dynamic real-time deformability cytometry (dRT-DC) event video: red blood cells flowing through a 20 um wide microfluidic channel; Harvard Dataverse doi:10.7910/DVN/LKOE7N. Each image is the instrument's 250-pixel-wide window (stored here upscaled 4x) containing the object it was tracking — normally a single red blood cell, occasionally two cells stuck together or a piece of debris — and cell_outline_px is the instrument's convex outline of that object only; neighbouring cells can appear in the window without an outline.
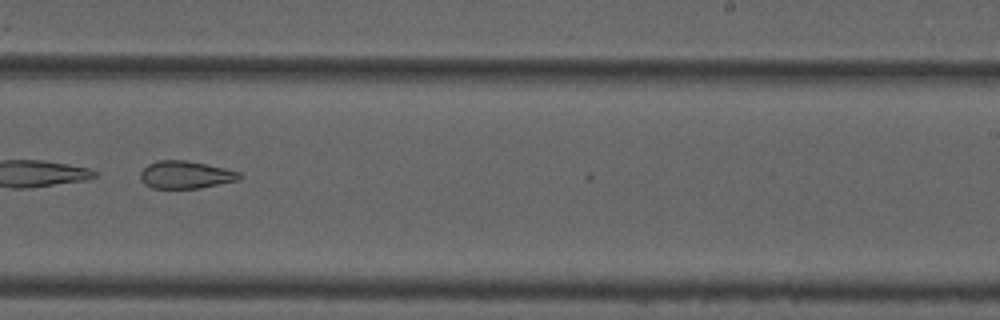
{"species": "common noctule bat (a hibernating species)", "species_latin": "Nyctalus noctula", "temperature_condition": "cold", "stored_images_in_passage": 18, "camera_frame_rate_fps": 3000, "um_per_image_px": 0.085, "animal": {"sex": "male", "forearm_length_mm": 52.5}, "frame": {"image": 1, "passage_image": 17, "time_ms": 5.333, "image_size_px": [1000, 320], "cell_outline_px": [[244, 176], [240, 180], [200, 188], [152, 188], [144, 184], [140, 180], [140, 172], [148, 164], [156, 160], [184, 160], [224, 168], [240, 172]], "centroid_in_image_um": [15.78, 14.86], "position_along_channel_um": 273.2, "area_um2": 16.01}}